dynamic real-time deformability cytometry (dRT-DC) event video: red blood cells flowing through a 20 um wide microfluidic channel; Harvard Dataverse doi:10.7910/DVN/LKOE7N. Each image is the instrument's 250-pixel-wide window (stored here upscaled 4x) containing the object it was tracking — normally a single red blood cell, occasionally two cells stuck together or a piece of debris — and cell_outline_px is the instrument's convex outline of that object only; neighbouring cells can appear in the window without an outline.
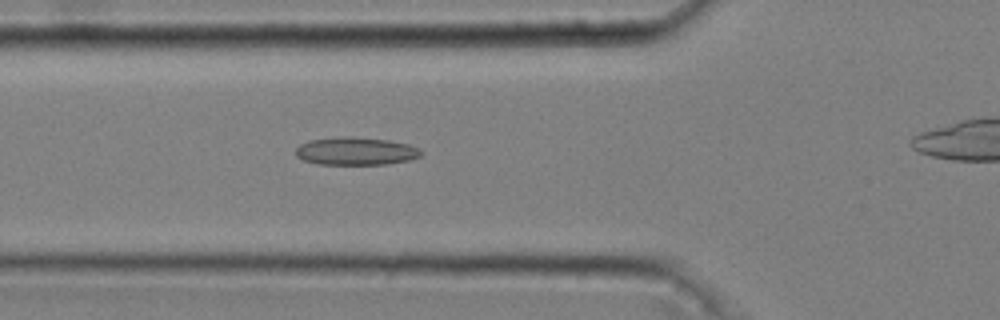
{"species": "common noctule bat (a hibernating species)", "species_latin": "Nyctalus noctula", "temperature_condition": "cold", "stored_images_in_passage": 48, "camera_frame_rate_fps": 3000, "um_per_image_px": 0.085, "animal": {"sex": "male", "body_mass_g": 20.4}, "frame": {"image": 1, "passage_image": 19, "time_ms": 6.0, "image_size_px": [1000, 320], "cell_outline_px": [[424, 152], [420, 156], [408, 160], [388, 164], [320, 164], [304, 160], [296, 156], [296, 148], [300, 144], [308, 140], [344, 136], [352, 136], [388, 140], [408, 144], [420, 148]], "centroid_in_image_um": [30.26, 12.84], "position_along_channel_um": 95.5, "area_um2": 20.4}}
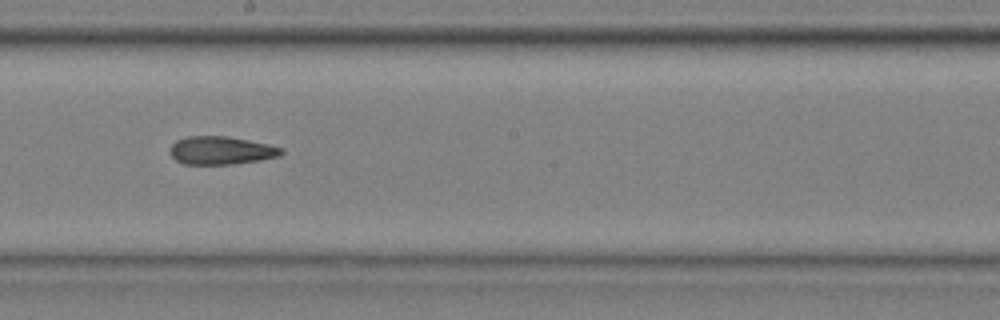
{"frame": {"image": 2, "passage_image": 30, "time_ms": 9.667, "image_size_px": [1000, 320], "cell_outline_px": [[284, 152], [280, 156], [260, 160], [232, 164], [184, 164], [176, 160], [172, 156], [172, 144], [176, 140], [188, 136], [228, 136], [268, 144], [284, 148]], "centroid_in_image_um": [18.84, 12.78], "position_along_channel_um": 229.4, "area_um2": 18.15}}
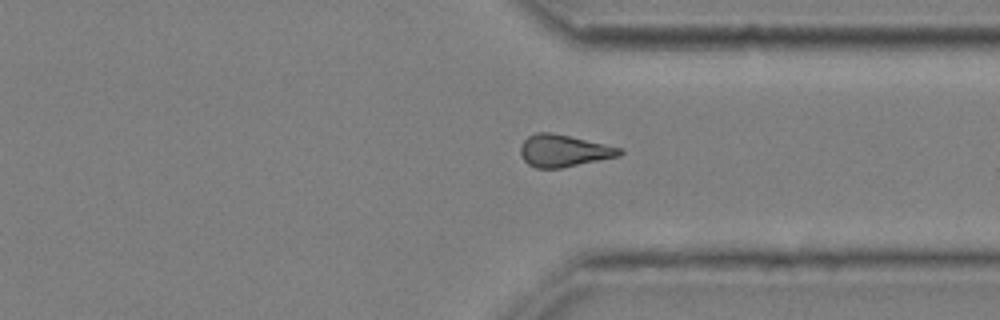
{"frame": {"image": 3, "passage_image": 41, "time_ms": 13.333, "image_size_px": [1000, 320], "cell_outline_px": [[624, 152], [620, 156], [560, 168], [536, 168], [528, 164], [520, 156], [520, 148], [524, 140], [528, 136], [536, 132], [552, 132], [620, 148]], "centroid_in_image_um": [47.87, 12.81], "position_along_channel_um": 363.5, "area_um2": 18.38}, "authors_computed_cell_mechanics": {"area_um2": 19.0162, "velocity_mm_per_s": 3.6418, "shape_relaxation_time_tau1_ms": null, "shape_relaxation_time_tau2_ms": 3.1602, "deformation_change_tau1": null, "deformation_change_tau2": 0.1184}}